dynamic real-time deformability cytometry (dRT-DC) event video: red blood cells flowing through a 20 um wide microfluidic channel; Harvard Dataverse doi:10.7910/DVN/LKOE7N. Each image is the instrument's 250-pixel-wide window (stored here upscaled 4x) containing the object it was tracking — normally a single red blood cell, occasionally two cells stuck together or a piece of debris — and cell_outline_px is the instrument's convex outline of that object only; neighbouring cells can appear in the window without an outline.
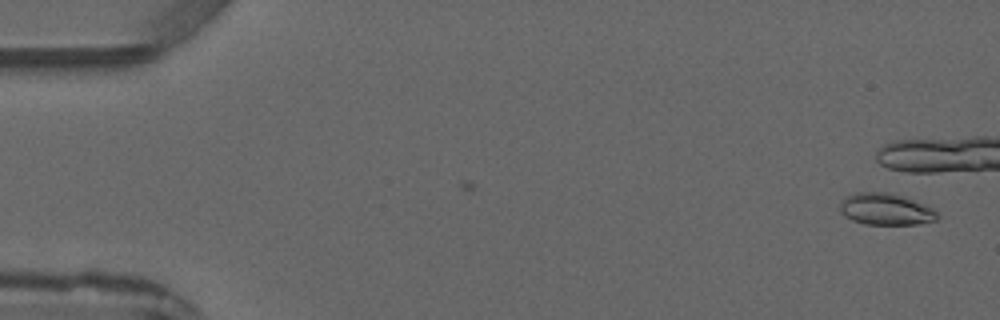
{"species": "common noctule bat (a hibernating species)", "species_latin": "Nyctalus noctula", "temperature_condition": "warm", "stored_images_in_passage": 2, "camera_frame_rate_fps": 3000, "um_per_image_px": 0.085, "animal": {"sex": "male", "forearm_length_mm": 52.5}, "frame": {"image": 1, "passage_image": 2, "time_ms": 1.0, "image_size_px": [1000, 320], "cell_outline_px": [[940, 216], [936, 220], [916, 224], [864, 224], [852, 220], [844, 216], [840, 212], [840, 204], [848, 196], [856, 192], [888, 192], [924, 204], [932, 208]], "centroid_in_image_um": [75.28, 17.79], "position_along_channel_um": 9.7, "area_um2": 17.74}}